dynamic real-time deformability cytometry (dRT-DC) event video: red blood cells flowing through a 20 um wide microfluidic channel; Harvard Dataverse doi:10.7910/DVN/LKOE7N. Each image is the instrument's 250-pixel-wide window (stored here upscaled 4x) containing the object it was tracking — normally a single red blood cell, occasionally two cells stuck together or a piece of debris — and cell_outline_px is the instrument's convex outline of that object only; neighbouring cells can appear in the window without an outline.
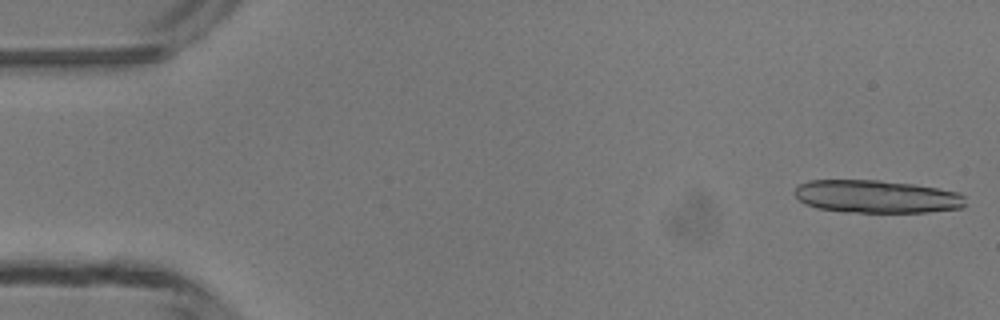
{"species": "common noctule bat (a hibernating species)", "species_latin": "Nyctalus noctula", "temperature_condition": "room temperature", "stored_images_in_passage": 6, "camera_frame_rate_fps": 3000, "um_per_image_px": 0.085, "animal": {"sex": "male", "body_mass_g": 13.3}, "frame": {"image": 1, "passage_image": 1, "time_ms": 0.0, "image_size_px": [1000, 320], "cell_outline_px": [[964, 208], [928, 212], [844, 212], [816, 208], [804, 204], [792, 192], [800, 184], [808, 180], [880, 180], [912, 184], [936, 188], [956, 192], [964, 196]], "centroid_in_image_um": [74.47, 16.71], "position_along_channel_um": 10.5, "area_um2": 32.77}}
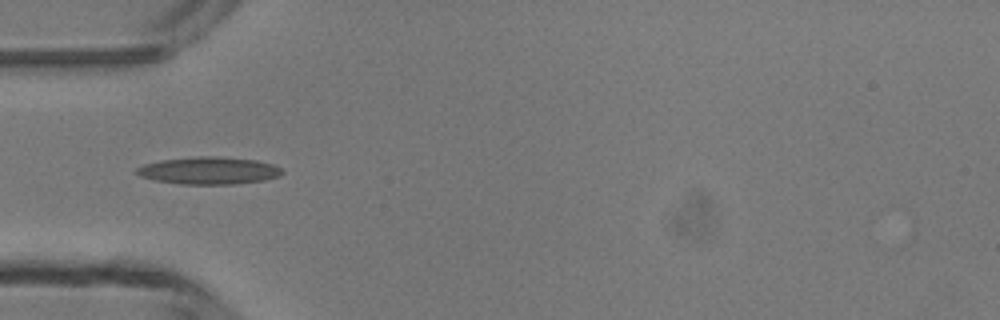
{"frame": {"image": 2, "passage_image": 5, "time_ms": 4.667, "image_size_px": [1000, 320], "cell_outline_px": [[284, 172], [280, 176], [264, 180], [236, 184], [180, 184], [156, 180], [140, 176], [132, 172], [136, 168], [144, 164], [160, 160], [196, 156], [216, 156], [256, 160], [272, 164], [280, 168]], "centroid_in_image_um": [17.73, 14.5], "position_along_channel_um": 67.3, "area_um2": 23.29}}
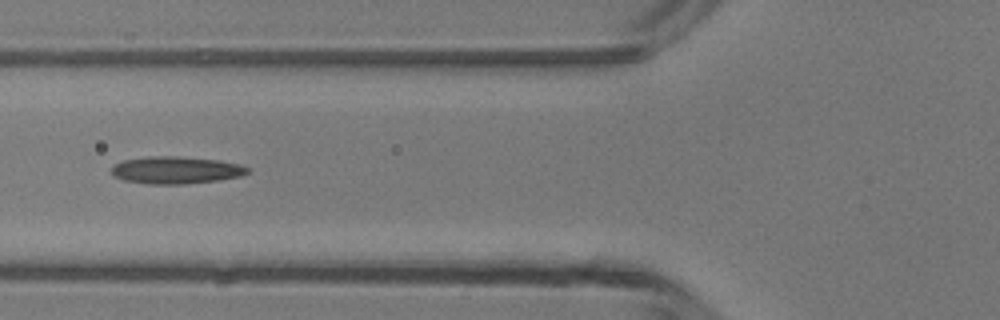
{"frame": {"image": 3, "passage_image": 6, "time_ms": 5.667, "image_size_px": [1000, 320], "cell_outline_px": [[248, 172], [240, 176], [216, 180], [184, 184], [148, 184], [124, 180], [116, 176], [112, 172], [112, 168], [116, 164], [124, 160], [148, 156], [176, 156], [220, 160], [240, 164], [248, 168]], "centroid_in_image_um": [14.96, 14.45], "position_along_channel_um": 110.8, "area_um2": 21.39}}